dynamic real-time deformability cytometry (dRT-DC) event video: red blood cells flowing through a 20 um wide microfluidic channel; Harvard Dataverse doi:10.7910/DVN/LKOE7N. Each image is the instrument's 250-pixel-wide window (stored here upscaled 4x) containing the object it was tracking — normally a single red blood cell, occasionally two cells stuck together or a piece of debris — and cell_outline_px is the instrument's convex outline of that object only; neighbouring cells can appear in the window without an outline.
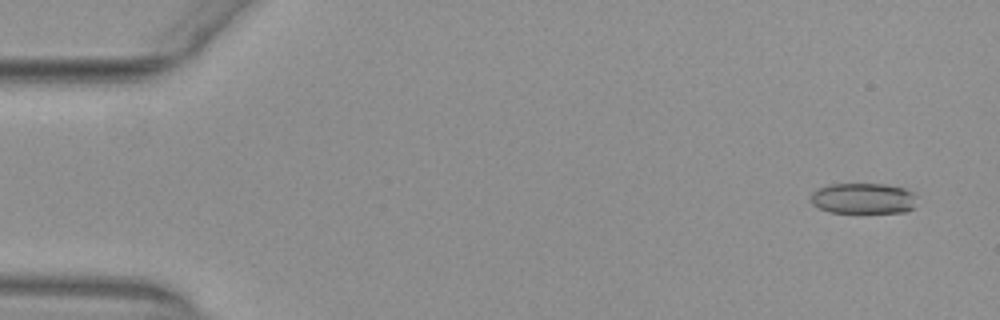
{"species": "common noctule bat (a hibernating species)", "species_latin": "Nyctalus noctula", "temperature_condition": "warm", "stored_images_in_passage": 54, "camera_frame_rate_fps": 3000, "um_per_image_px": 0.085, "animal": {"sex": "female", "body_mass_g": 29.2, "forearm_length_mm": 56.3}, "frame": {"image": 1, "passage_image": 3, "time_ms": 0.667, "image_size_px": [1000, 320], "cell_outline_px": [[916, 196], [912, 208], [904, 212], [828, 212], [812, 204], [812, 192], [820, 188], [832, 184], [888, 184], [904, 188], [912, 192]], "centroid_in_image_um": [73.38, 16.86], "position_along_channel_um": 11.6, "area_um2": 18.79}}
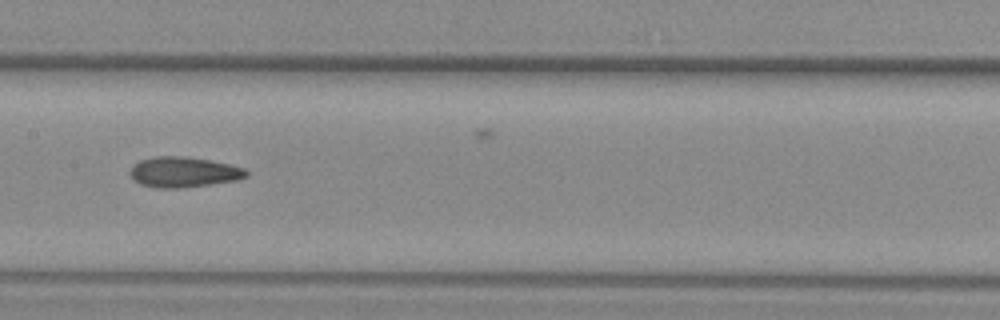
{"frame": {"image": 2, "passage_image": 27, "time_ms": 8.667, "image_size_px": [1000, 320], "cell_outline_px": [[248, 176], [236, 180], [184, 188], [156, 188], [140, 184], [132, 180], [128, 172], [132, 164], [140, 160], [152, 156], [184, 156], [208, 160], [228, 164], [244, 168], [248, 172]], "centroid_in_image_um": [15.53, 14.63], "position_along_channel_um": 191.9, "area_um2": 20.81}}
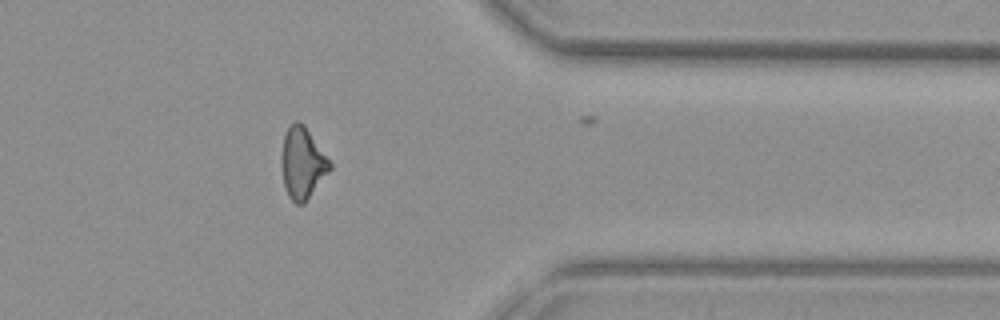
{"frame": {"image": 3, "passage_image": 43, "time_ms": 14.0, "image_size_px": [1000, 320], "cell_outline_px": [[332, 168], [304, 204], [296, 204], [288, 196], [284, 188], [280, 164], [280, 156], [284, 136], [288, 128], [296, 120], [300, 120], [304, 124], [332, 164]], "centroid_in_image_um": [25.68, 13.87], "position_along_channel_um": 385.7, "area_um2": 20.29}, "authors_computed_cell_mechanics": {"area_um2": 20.0855, "velocity_mm_per_s": 3.935, "shape_relaxation_time_tau1_ms": null, "shape_relaxation_time_tau2_ms": 3.3873, "deformation_change_tau1": null, "deformation_change_tau2": 0.116}}